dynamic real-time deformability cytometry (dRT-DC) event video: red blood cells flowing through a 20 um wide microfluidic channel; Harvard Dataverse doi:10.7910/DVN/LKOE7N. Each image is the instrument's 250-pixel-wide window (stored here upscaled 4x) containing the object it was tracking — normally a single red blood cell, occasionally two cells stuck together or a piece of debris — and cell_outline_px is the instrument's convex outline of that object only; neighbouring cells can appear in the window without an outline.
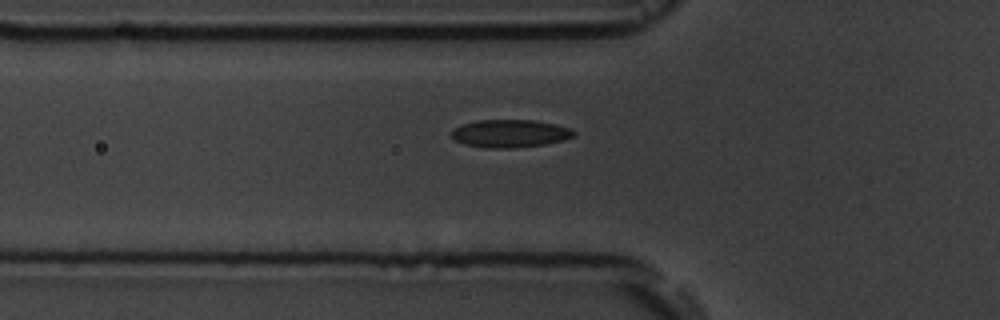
{"species": "common noctule bat (a hibernating species)", "species_latin": "Nyctalus noctula", "temperature_condition": "room temperature", "stored_images_in_passage": 7, "camera_frame_rate_fps": 3000, "um_per_image_px": 0.085, "animal": {"sex": "male", "body_mass_g": 19.5, "forearm_length_mm": 54.6}, "frame": {"image": 1, "passage_image": 6, "time_ms": 6.667, "image_size_px": [1000, 320], "cell_outline_px": [[576, 136], [564, 140], [544, 144], [512, 148], [488, 148], [464, 144], [456, 140], [452, 136], [452, 128], [476, 120], [532, 120], [556, 124], [568, 128], [576, 132]], "centroid_in_image_um": [43.36, 11.34], "position_along_channel_um": 82.4, "area_um2": 19.77}}
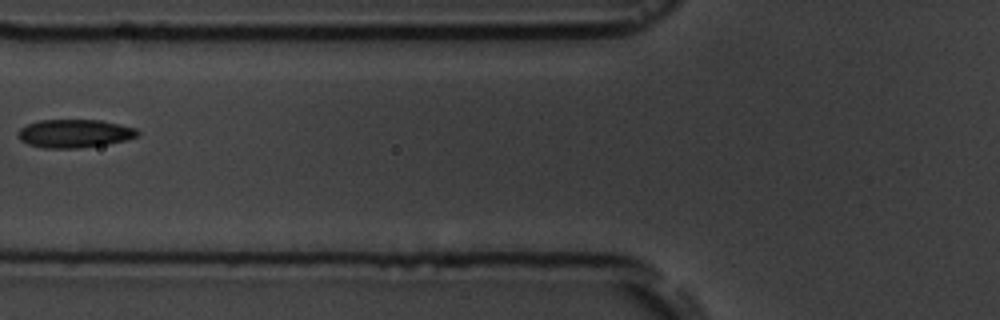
{"frame": {"image": 2, "passage_image": 7, "time_ms": 7.667, "image_size_px": [1000, 320], "cell_outline_px": [[140, 132], [136, 136], [124, 140], [104, 144], [80, 148], [40, 148], [28, 144], [20, 140], [16, 132], [20, 128], [28, 124], [40, 120], [100, 120], [120, 124], [136, 128]], "centroid_in_image_um": [6.29, 11.34], "position_along_channel_um": 119.5, "area_um2": 19.65}}